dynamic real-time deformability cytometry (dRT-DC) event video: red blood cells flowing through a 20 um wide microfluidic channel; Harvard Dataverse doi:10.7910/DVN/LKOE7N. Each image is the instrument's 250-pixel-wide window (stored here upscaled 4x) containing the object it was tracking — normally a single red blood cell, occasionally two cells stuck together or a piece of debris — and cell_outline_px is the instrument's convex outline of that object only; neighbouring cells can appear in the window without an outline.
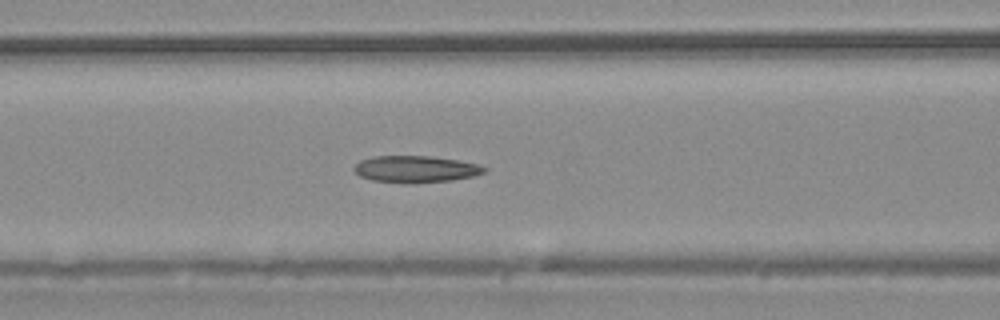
{"species": "common noctule bat (a hibernating species)", "species_latin": "Nyctalus noctula", "temperature_condition": "warm", "stored_images_in_passage": 27, "camera_frame_rate_fps": 3000, "um_per_image_px": 0.085, "animal": {"sex": "male", "body_mass_g": 20.4}, "frame": {"image": 1, "passage_image": 17, "time_ms": 5.333, "image_size_px": [1000, 320], "cell_outline_px": [[488, 172], [472, 176], [452, 180], [408, 184], [372, 180], [360, 176], [352, 168], [360, 160], [376, 156], [432, 156], [480, 164], [488, 168]], "centroid_in_image_um": [35.36, 14.38], "position_along_channel_um": 131.2, "area_um2": 20.46}}
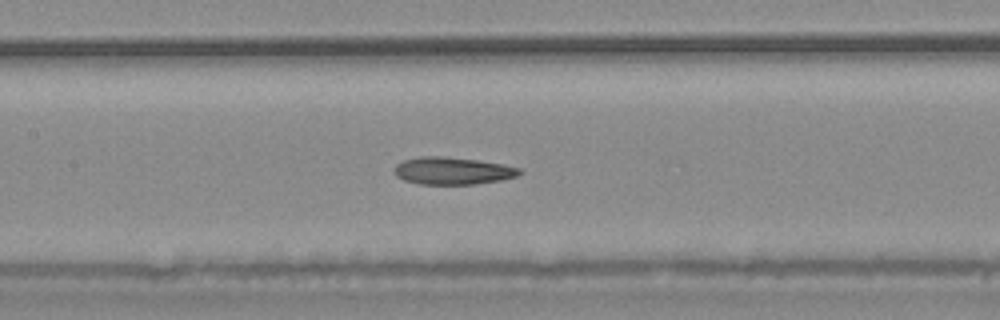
{"frame": {"image": 2, "passage_image": 20, "time_ms": 6.333, "image_size_px": [1000, 320], "cell_outline_px": [[524, 172], [516, 176], [500, 180], [472, 184], [420, 184], [404, 180], [396, 176], [396, 164], [404, 160], [420, 156], [440, 156], [476, 160], [504, 164], [520, 168]], "centroid_in_image_um": [38.49, 14.51], "position_along_channel_um": 168.9, "area_um2": 19.77}}